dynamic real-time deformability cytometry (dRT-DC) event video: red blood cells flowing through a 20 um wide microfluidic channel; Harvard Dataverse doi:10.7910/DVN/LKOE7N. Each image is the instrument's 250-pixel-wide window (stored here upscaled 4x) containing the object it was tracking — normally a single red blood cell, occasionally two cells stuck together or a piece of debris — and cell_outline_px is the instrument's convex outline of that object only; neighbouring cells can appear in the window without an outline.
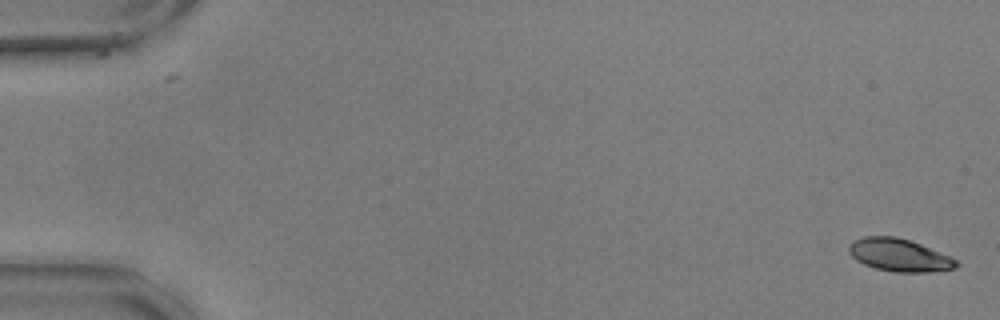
{"species": "common noctule bat (a hibernating species)", "species_latin": "Nyctalus noctula", "temperature_condition": "warm", "stored_images_in_passage": 4, "camera_frame_rate_fps": 3000, "um_per_image_px": 0.085, "animal": {"sex": "male", "body_mass_g": 17.9, "forearm_length_mm": 54.2}, "frame": {"image": 1, "passage_image": 1, "time_ms": 0.0, "image_size_px": [1000, 320], "cell_outline_px": [[960, 264], [956, 268], [928, 272], [896, 272], [876, 268], [864, 264], [856, 260], [848, 252], [848, 248], [852, 240], [864, 236], [896, 236], [920, 244], [948, 256], [956, 260]], "centroid_in_image_um": [76.4, 21.68], "position_along_channel_um": 8.6, "area_um2": 20.29}}